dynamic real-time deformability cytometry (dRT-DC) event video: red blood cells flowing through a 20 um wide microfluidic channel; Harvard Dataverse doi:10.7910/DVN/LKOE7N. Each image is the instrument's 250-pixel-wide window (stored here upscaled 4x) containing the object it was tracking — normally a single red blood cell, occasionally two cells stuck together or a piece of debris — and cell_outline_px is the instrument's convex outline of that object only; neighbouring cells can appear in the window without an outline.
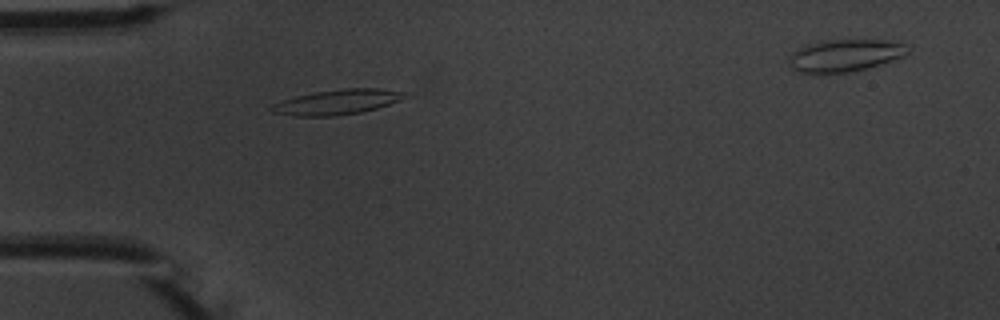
{"species": "common noctule bat (a hibernating species)", "species_latin": "Nyctalus noctula", "temperature_condition": "warm", "stored_images_in_passage": 2, "segment_of_instrument_passage": [1, 2], "camera_frame_rate_fps": 3000, "um_per_image_px": 0.085, "animal": {"sex": "male", "body_mass_g": 20.1, "forearm_length_mm": 53.5}, "frame": {"image": 1, "passage_image": 1, "time_ms": 0.0, "image_size_px": [1000, 320], "cell_outline_px": [[412, 96], [376, 108], [360, 112], [336, 116], [296, 116], [272, 112], [268, 108], [272, 104], [296, 96], [316, 92], [344, 88], [380, 88], [408, 92]], "centroid_in_image_um": [28.72, 8.66], "position_along_channel_um": 56.3, "area_um2": 19.48}}